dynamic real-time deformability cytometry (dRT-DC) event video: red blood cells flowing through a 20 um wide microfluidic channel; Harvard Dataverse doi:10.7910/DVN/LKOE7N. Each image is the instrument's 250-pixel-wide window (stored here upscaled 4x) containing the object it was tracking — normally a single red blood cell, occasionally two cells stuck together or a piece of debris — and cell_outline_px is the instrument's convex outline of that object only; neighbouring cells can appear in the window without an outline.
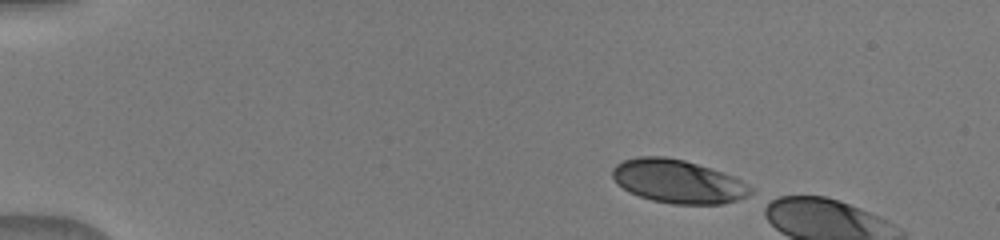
{"species": "human", "species_latin": "Homo sapiens", "temperature_condition": "warm", "stored_images_in_passage": 6, "camera_frame_rate_fps": 3000, "um_per_image_px": 0.085, "donor": {"sex": "male"}, "frame": {"image": 1, "passage_image": 1, "time_ms": 0.0, "image_size_px": [1000, 240], "cell_outline_px": [[756, 196], [720, 204], [672, 204], [652, 200], [640, 196], [624, 188], [612, 176], [612, 168], [616, 164], [624, 160], [636, 156], [664, 156], [684, 160], [712, 168], [736, 176], [756, 188]], "centroid_in_image_um": [57.77, 15.42], "position_along_channel_um": 27.2, "area_um2": 35.55}}